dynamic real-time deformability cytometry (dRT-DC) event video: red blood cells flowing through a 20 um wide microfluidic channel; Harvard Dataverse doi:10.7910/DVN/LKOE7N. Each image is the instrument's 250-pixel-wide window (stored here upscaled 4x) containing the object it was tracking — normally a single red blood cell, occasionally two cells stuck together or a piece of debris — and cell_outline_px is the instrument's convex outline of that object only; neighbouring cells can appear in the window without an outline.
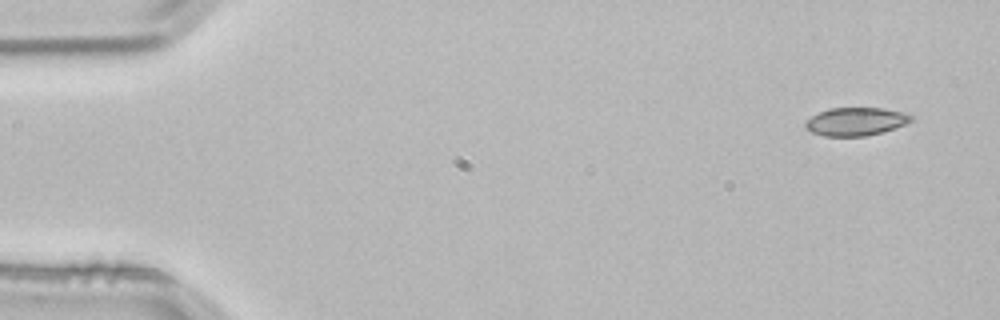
{"species": "common noctule bat (a hibernating species)", "species_latin": "Nyctalus noctula", "temperature_condition": "room temperature", "stored_images_in_passage": 2, "camera_frame_rate_fps": 3000, "um_per_image_px": 0.085, "animal": {"sex": "male", "body_mass_g": 21.5, "forearm_length_mm": 52.0}, "frame": {"image": 1, "passage_image": 1, "time_ms": 0.0, "image_size_px": [1000, 320], "cell_outline_px": [[912, 120], [904, 124], [880, 132], [864, 136], [824, 136], [812, 132], [804, 128], [804, 124], [812, 116], [828, 108], [884, 108], [904, 112], [912, 116]], "centroid_in_image_um": [72.71, 10.32], "position_along_channel_um": 12.3, "area_um2": 17.11}}